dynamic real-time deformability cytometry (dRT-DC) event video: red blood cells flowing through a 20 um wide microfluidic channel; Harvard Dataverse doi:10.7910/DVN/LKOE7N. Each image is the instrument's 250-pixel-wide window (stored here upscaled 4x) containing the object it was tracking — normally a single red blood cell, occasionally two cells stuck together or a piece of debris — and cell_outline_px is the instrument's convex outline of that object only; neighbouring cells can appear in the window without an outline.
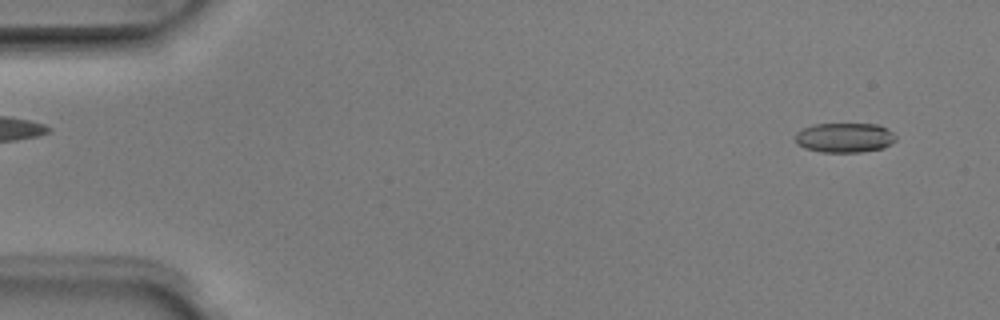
{"species": "Egyptian fruit bat (a non-hibernating species)", "species_latin": "Rousettus aegyptiacus", "temperature_condition": "room temperature", "stored_images_in_passage": 4, "camera_frame_rate_fps": 3000, "um_per_image_px": 0.085, "animal": {"sex": "male"}, "frame": {"image": 1, "passage_image": 1, "time_ms": 0.0, "image_size_px": [1000, 320], "cell_outline_px": [[896, 140], [884, 148], [860, 152], [820, 152], [804, 148], [796, 144], [796, 132], [812, 124], [876, 124], [888, 128], [896, 136]], "centroid_in_image_um": [71.79, 11.7], "position_along_channel_um": 13.2, "area_um2": 17.51}}
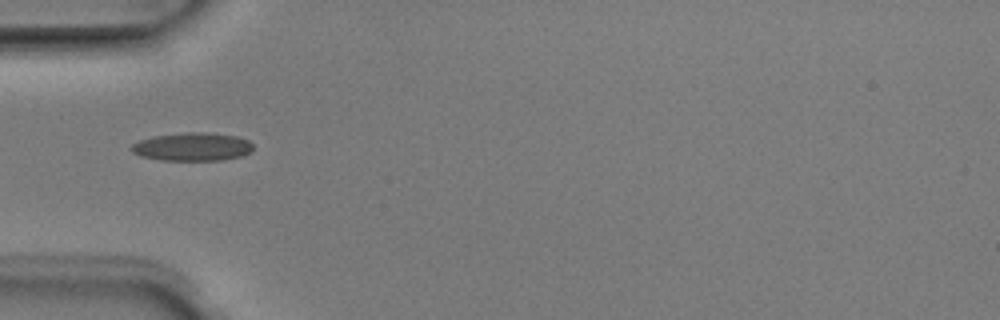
{"frame": {"image": 2, "passage_image": 4, "time_ms": 1.0, "image_size_px": [1000, 320], "cell_outline_px": [[252, 148], [248, 152], [240, 156], [220, 160], [160, 160], [140, 156], [132, 152], [128, 148], [132, 144], [140, 140], [152, 136], [184, 132], [204, 132], [236, 136], [248, 140], [252, 144]], "centroid_in_image_um": [16.28, 12.47], "position_along_channel_um": 68.7, "area_um2": 20.0}}